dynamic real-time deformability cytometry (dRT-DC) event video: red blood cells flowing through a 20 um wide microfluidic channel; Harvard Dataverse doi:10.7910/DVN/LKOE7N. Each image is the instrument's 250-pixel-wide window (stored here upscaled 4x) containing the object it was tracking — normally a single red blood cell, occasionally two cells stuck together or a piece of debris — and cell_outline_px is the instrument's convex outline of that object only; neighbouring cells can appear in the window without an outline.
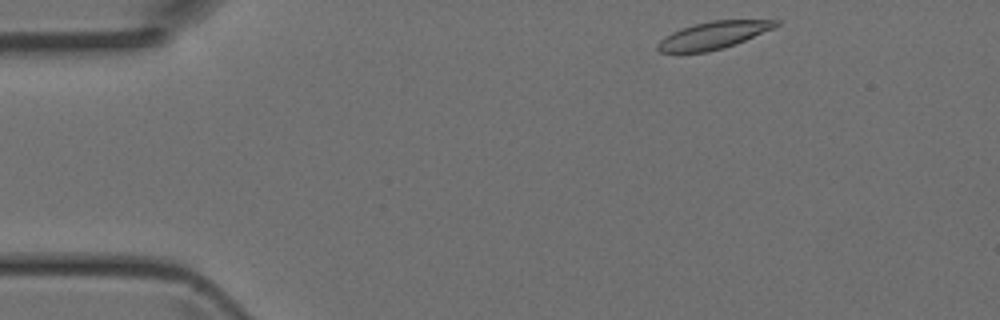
{"species": "Egyptian fruit bat (a non-hibernating species)", "species_latin": "Rousettus aegyptiacus", "temperature_condition": "room temperature", "stored_images_in_passage": 41, "camera_frame_rate_fps": 3000, "um_per_image_px": 0.085, "animal": {"sex": "female"}, "frame": {"image": 1, "passage_image": 1, "time_ms": 0.0, "image_size_px": [1000, 320], "cell_outline_px": [[780, 24], [772, 28], [736, 44], [724, 48], [708, 52], [660, 52], [656, 48], [656, 44], [664, 36], [680, 28], [712, 20], [780, 20]], "centroid_in_image_um": [60.6, 3.0], "position_along_channel_um": 24.4, "area_um2": 18.73}}
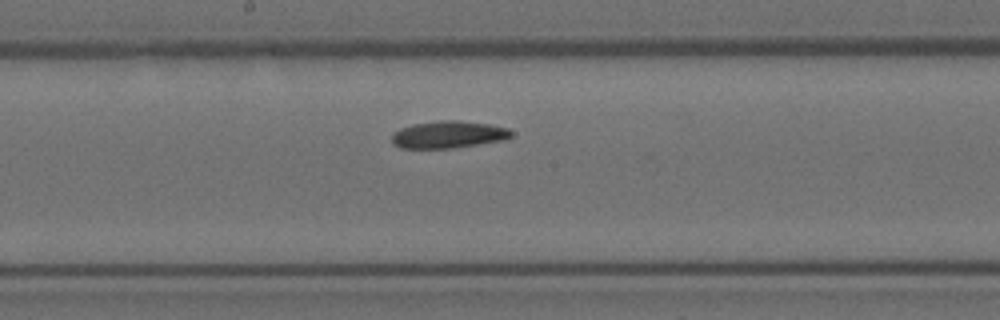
{"frame": {"image": 2, "passage_image": 19, "time_ms": 6.0, "image_size_px": [1000, 320], "cell_outline_px": [[512, 136], [508, 140], [452, 148], [400, 148], [392, 144], [392, 136], [400, 128], [412, 124], [440, 120], [460, 120], [488, 124], [508, 128], [512, 132]], "centroid_in_image_um": [38.14, 11.44], "position_along_channel_um": 210.1, "area_um2": 19.07}}
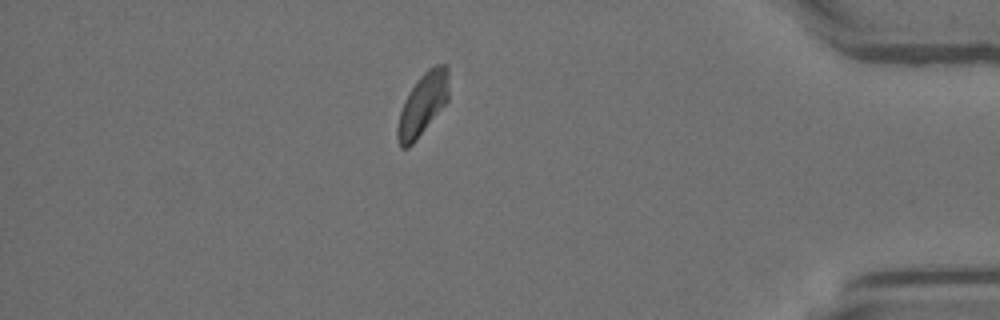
{"frame": {"image": 3, "passage_image": 35, "time_ms": 11.333, "image_size_px": [1000, 320], "cell_outline_px": [[448, 100], [416, 140], [408, 148], [400, 148], [396, 136], [396, 128], [400, 112], [404, 100], [408, 92], [420, 76], [428, 68], [436, 64], [444, 64], [448, 68]], "centroid_in_image_um": [35.9, 8.87], "position_along_channel_um": 399.3, "area_um2": 18.55}}